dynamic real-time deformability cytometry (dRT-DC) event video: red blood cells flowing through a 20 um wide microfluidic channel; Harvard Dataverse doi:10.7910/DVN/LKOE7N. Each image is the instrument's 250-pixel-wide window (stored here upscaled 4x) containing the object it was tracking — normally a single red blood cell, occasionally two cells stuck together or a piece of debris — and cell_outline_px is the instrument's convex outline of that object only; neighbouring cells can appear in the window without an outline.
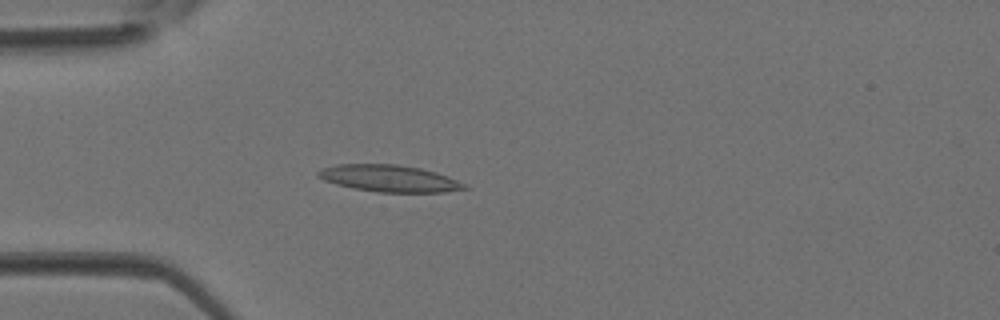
{"species": "Egyptian fruit bat (a non-hibernating species)", "species_latin": "Rousettus aegyptiacus", "temperature_condition": "room temperature", "stored_images_in_passage": 3, "camera_frame_rate_fps": 3000, "um_per_image_px": 0.085, "animal": {"sex": "female"}, "frame": {"image": 1, "passage_image": 3, "time_ms": 0.667, "image_size_px": [1000, 320], "cell_outline_px": [[468, 188], [444, 192], [376, 192], [352, 188], [336, 184], [324, 180], [316, 176], [316, 172], [324, 168], [336, 164], [396, 164], [420, 168], [436, 172], [448, 176], [468, 184]], "centroid_in_image_um": [33.1, 15.16], "position_along_channel_um": 51.9, "area_um2": 22.95}}